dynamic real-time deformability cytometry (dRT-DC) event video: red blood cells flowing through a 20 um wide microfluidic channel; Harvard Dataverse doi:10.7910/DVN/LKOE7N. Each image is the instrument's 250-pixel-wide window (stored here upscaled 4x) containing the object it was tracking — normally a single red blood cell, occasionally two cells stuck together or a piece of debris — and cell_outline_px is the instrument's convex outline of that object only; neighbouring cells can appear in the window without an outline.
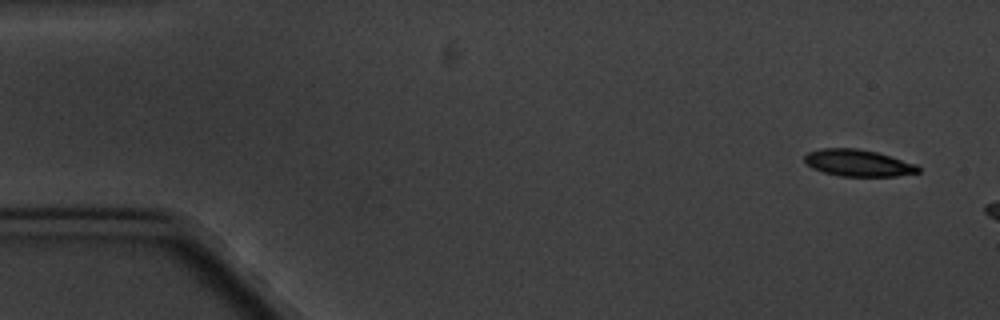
{"species": "common noctule bat (a hibernating species)", "species_latin": "Nyctalus noctula", "temperature_condition": "cold", "stored_images_in_passage": 3, "camera_frame_rate_fps": 3000, "um_per_image_px": 0.085, "animal": {"sex": "male", "body_mass_g": 20.1, "forearm_length_mm": 53.5}, "frame": {"image": 1, "passage_image": 1, "time_ms": 0.0, "image_size_px": [1000, 320], "cell_outline_px": [[920, 172], [896, 176], [840, 176], [824, 172], [812, 168], [804, 160], [804, 156], [808, 152], [820, 148], [856, 148], [876, 152], [916, 164], [920, 168]], "centroid_in_image_um": [72.93, 13.85], "position_along_channel_um": 12.1, "area_um2": 17.63}}